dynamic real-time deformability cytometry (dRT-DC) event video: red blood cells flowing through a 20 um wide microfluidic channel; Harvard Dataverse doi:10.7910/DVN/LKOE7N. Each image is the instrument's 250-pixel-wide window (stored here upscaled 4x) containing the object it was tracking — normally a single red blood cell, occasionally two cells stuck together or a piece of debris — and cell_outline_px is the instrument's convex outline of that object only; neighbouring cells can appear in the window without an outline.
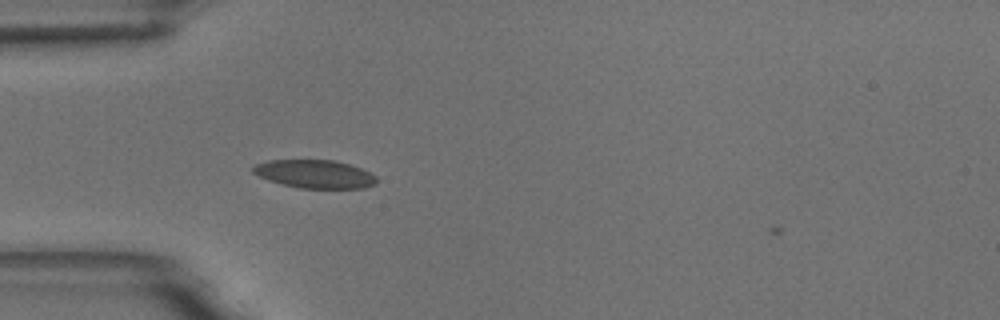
{"species": "common noctule bat (a hibernating species)", "species_latin": "Nyctalus noctula", "temperature_condition": "room temperature", "stored_images_in_passage": 2, "camera_frame_rate_fps": 3000, "um_per_image_px": 0.085, "animal": {"sex": "male", "body_mass_g": 18.8}, "frame": {"image": 1, "passage_image": 2, "time_ms": 1.333, "image_size_px": [1000, 320], "cell_outline_px": [[376, 184], [364, 188], [300, 188], [268, 180], [252, 172], [252, 168], [256, 164], [268, 160], [336, 160], [360, 168], [376, 176]], "centroid_in_image_um": [26.76, 14.79], "position_along_channel_um": 58.2, "area_um2": 20.17}}